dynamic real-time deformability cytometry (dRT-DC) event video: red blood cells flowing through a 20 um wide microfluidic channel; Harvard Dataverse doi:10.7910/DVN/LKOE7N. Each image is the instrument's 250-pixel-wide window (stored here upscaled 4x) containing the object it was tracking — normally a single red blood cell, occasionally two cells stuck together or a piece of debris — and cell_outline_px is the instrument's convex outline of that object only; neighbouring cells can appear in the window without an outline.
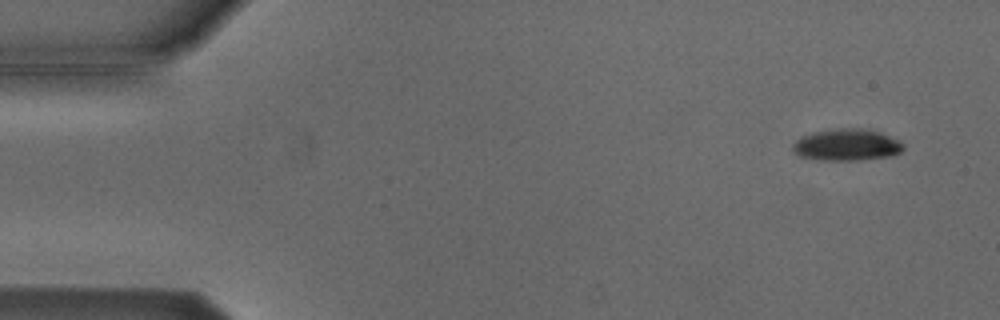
{"species": "Egyptian fruit bat (a non-hibernating species)", "species_latin": "Rousettus aegyptiacus", "temperature_condition": "cold", "stored_images_in_passage": 5, "camera_frame_rate_fps": 3000, "um_per_image_px": 0.085, "animal": {"sex": "male"}, "frame": {"image": 1, "passage_image": 1, "time_ms": 0.0, "image_size_px": [1000, 320], "cell_outline_px": [[904, 148], [900, 152], [892, 156], [860, 160], [816, 160], [800, 156], [792, 152], [792, 144], [800, 136], [812, 132], [840, 128], [860, 128], [876, 132], [900, 140], [904, 144]], "centroid_in_image_um": [71.93, 12.32], "position_along_channel_um": 13.1, "area_um2": 20.58}}
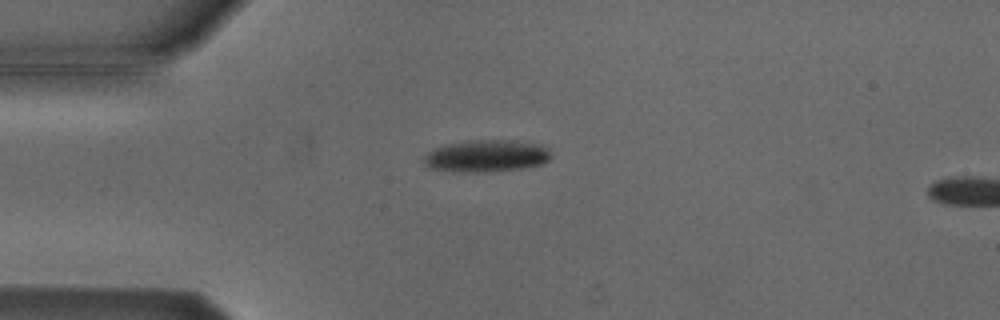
{"frame": {"image": 2, "passage_image": 4, "time_ms": 3.333, "image_size_px": [1000, 320], "cell_outline_px": [[552, 156], [544, 164], [520, 168], [480, 172], [452, 172], [432, 168], [424, 164], [424, 156], [428, 152], [444, 144], [468, 140], [516, 140], [544, 144], [548, 148]], "centroid_in_image_um": [41.38, 13.24], "position_along_channel_um": 43.6, "area_um2": 24.04}}